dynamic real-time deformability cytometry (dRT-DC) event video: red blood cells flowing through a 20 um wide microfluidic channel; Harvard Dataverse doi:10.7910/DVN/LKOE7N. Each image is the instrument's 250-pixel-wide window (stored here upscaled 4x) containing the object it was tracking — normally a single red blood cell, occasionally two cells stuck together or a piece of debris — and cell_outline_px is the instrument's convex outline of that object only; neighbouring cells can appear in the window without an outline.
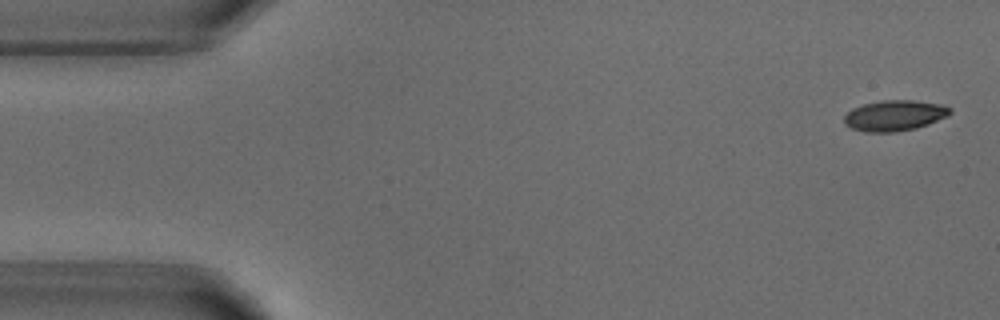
{"species": "common noctule bat (a hibernating species)", "species_latin": "Nyctalus noctula", "temperature_condition": "warm", "stored_images_in_passage": 5, "segment_of_instrument_passage": [1, 2], "camera_frame_rate_fps": 3000, "um_per_image_px": 0.085, "animal": {"sex": "male", "body_mass_g": 18.8}, "frame": {"image": 1, "passage_image": 1, "time_ms": 0.0, "image_size_px": [1000, 320], "cell_outline_px": [[952, 112], [948, 116], [928, 124], [916, 128], [896, 132], [864, 132], [852, 128], [844, 124], [844, 116], [852, 108], [864, 104], [884, 100], [916, 100], [944, 104], [952, 108]], "centroid_in_image_um": [76.07, 9.81], "position_along_channel_um": 8.9, "area_um2": 19.13}}
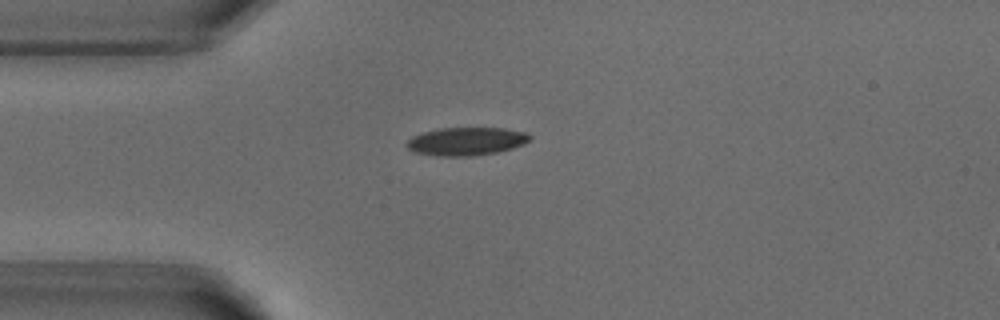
{"frame": {"image": 2, "passage_image": 4, "time_ms": 3.667, "image_size_px": [1000, 320], "cell_outline_px": [[532, 136], [524, 144], [512, 148], [496, 152], [472, 156], [436, 156], [416, 152], [408, 148], [404, 144], [412, 136], [424, 132], [440, 128], [504, 128], [524, 132]], "centroid_in_image_um": [39.61, 12.01], "position_along_channel_um": 45.4, "area_um2": 20.06}}